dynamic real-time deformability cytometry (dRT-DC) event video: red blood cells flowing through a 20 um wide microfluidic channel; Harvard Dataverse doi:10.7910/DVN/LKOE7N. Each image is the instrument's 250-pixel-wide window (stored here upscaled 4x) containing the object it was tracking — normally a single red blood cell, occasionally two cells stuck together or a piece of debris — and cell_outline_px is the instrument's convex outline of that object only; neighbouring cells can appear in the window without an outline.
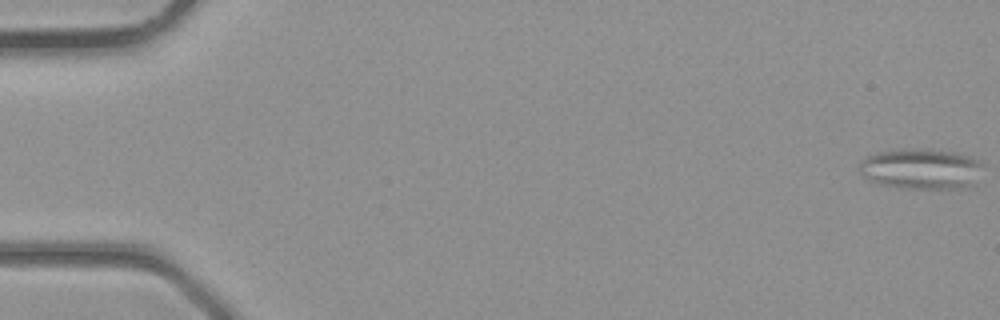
{"species": "common noctule bat (a hibernating species)", "species_latin": "Nyctalus noctula", "temperature_condition": "room temperature", "stored_images_in_passage": 40, "camera_frame_rate_fps": 3000, "um_per_image_px": 0.085, "animal": {"sex": "male", "body_mass_g": 23.1, "forearm_length_mm": 52.7}, "frame": {"image": 1, "passage_image": 1, "time_ms": 0.0, "image_size_px": [1000, 320], "cell_outline_px": [[984, 164], [976, 184], [968, 188], [904, 188], [880, 184], [868, 180], [860, 172], [860, 160], [868, 156], [880, 152], [904, 148], [928, 148], [952, 152], [968, 156]], "centroid_in_image_um": [78.32, 14.35], "position_along_channel_um": 6.7, "area_um2": 29.48}}
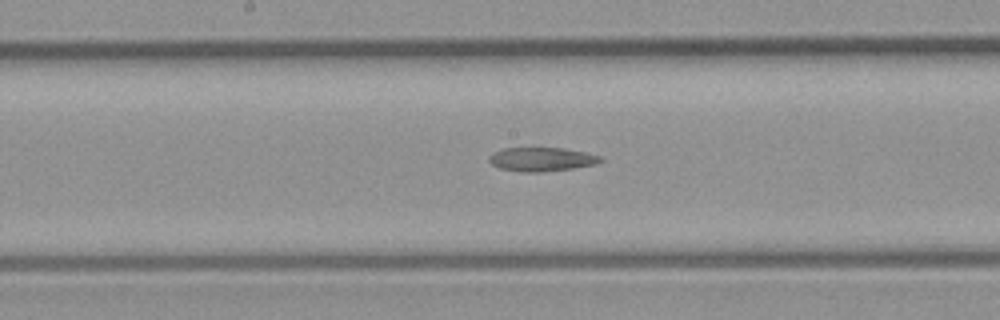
{"frame": {"image": 2, "passage_image": 21, "time_ms": 6.667, "image_size_px": [1000, 320], "cell_outline_px": [[604, 160], [596, 164], [572, 168], [540, 172], [520, 172], [500, 168], [492, 164], [488, 160], [488, 156], [492, 152], [504, 148], [564, 148], [584, 152], [600, 156]], "centroid_in_image_um": [46.01, 13.54], "position_along_channel_um": 202.2, "area_um2": 15.49}}
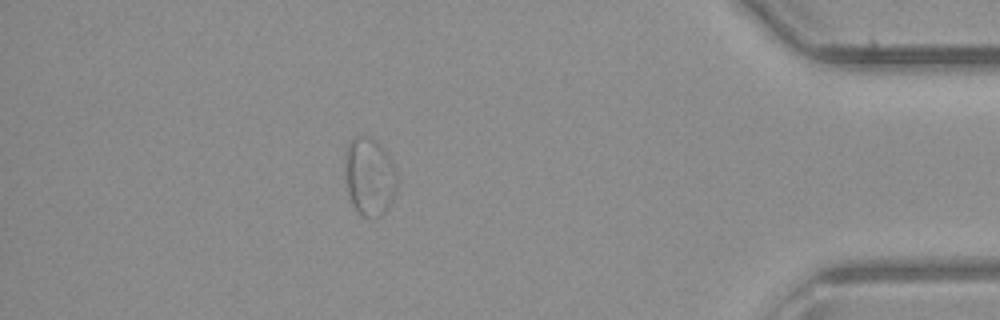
{"frame": {"image": 3, "passage_image": 35, "time_ms": 11.333, "image_size_px": [1000, 320], "cell_outline_px": [[396, 192], [384, 212], [380, 216], [372, 220], [360, 216], [352, 204], [348, 192], [344, 164], [344, 156], [348, 144], [356, 136], [372, 136], [384, 148], [396, 168]], "centroid_in_image_um": [31.4, 15.01], "position_along_channel_um": 403.8, "area_um2": 24.04}}